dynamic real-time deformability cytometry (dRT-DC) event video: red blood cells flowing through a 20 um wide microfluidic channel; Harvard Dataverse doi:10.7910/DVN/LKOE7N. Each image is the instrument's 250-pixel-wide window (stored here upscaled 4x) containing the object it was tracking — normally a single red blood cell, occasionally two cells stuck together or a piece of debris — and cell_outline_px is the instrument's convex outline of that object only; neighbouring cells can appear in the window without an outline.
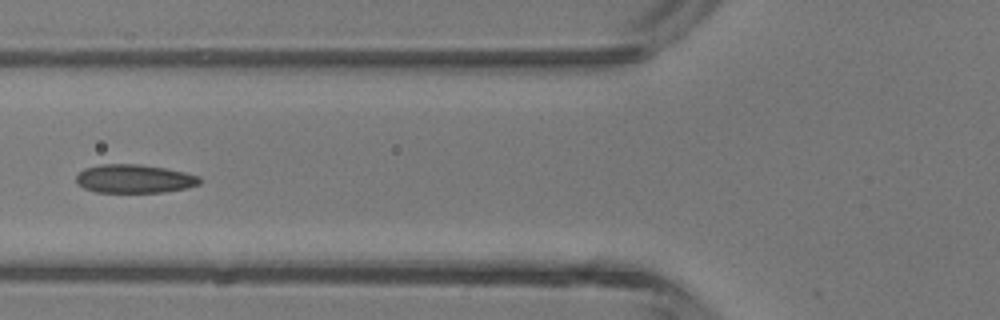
{"species": "common noctule bat (a hibernating species)", "species_latin": "Nyctalus noctula", "temperature_condition": "room temperature", "stored_images_in_passage": 4, "camera_frame_rate_fps": 3000, "um_per_image_px": 0.085, "animal": {"sex": "male", "body_mass_g": 13.3}, "frame": {"image": 1, "passage_image": 4, "time_ms": 3.667, "image_size_px": [1000, 320], "cell_outline_px": [[200, 184], [184, 188], [164, 192], [96, 192], [84, 188], [76, 184], [76, 176], [84, 168], [100, 164], [136, 164], [164, 168], [184, 172], [200, 176]], "centroid_in_image_um": [11.38, 15.19], "position_along_channel_um": 114.4, "area_um2": 20.46}}